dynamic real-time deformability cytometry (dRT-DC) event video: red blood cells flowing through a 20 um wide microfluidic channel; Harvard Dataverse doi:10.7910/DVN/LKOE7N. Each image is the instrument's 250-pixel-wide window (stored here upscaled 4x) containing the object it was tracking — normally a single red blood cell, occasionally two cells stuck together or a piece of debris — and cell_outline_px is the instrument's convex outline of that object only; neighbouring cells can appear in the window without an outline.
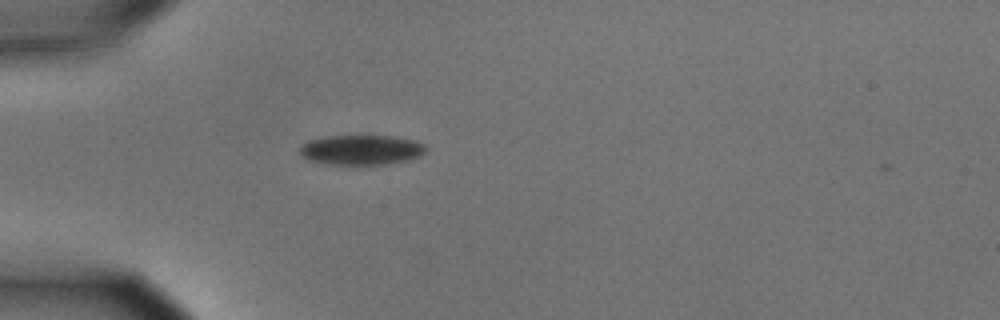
{"species": "common noctule bat (a hibernating species)", "species_latin": "Nyctalus noctula", "temperature_condition": "cold", "stored_images_in_passage": 1, "camera_frame_rate_fps": 3000, "um_per_image_px": 0.085, "animal": {"sex": "male", "body_mass_g": 15.6}, "frame": {"image": 1, "passage_image": 1, "time_ms": 0.0, "image_size_px": [1000, 320], "cell_outline_px": [[428, 148], [420, 156], [408, 160], [388, 164], [328, 164], [308, 160], [300, 152], [300, 144], [308, 140], [328, 136], [392, 136], [416, 140], [424, 144]], "centroid_in_image_um": [30.73, 12.73], "position_along_channel_um": 54.3, "area_um2": 22.02}}